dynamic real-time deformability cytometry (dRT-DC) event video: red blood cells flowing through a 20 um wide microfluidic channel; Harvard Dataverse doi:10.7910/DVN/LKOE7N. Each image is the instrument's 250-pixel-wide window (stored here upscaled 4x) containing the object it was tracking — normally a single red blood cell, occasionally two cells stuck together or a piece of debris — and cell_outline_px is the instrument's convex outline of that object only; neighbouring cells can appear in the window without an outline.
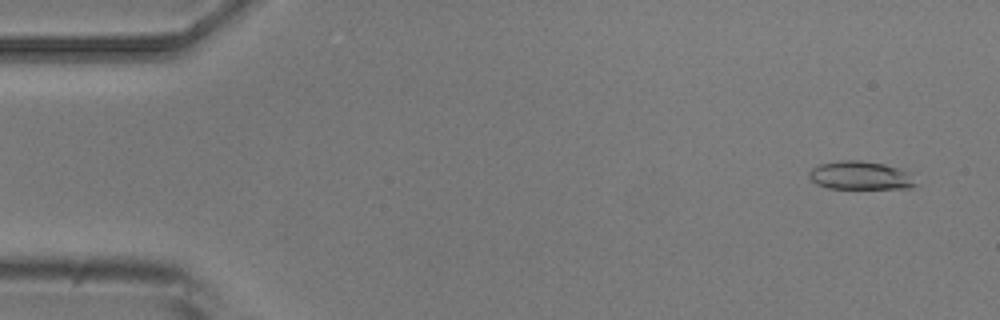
{"species": "common noctule bat (a hibernating species)", "species_latin": "Nyctalus noctula", "temperature_condition": "room temperature", "stored_images_in_passage": 4, "camera_frame_rate_fps": 3000, "um_per_image_px": 0.085, "animal": {"sex": "male", "body_mass_g": 20.5, "forearm_length_mm": 52.5}, "frame": {"image": 1, "passage_image": 1, "time_ms": 0.0, "image_size_px": [1000, 320], "cell_outline_px": [[916, 184], [908, 188], [828, 188], [816, 184], [808, 176], [808, 172], [812, 168], [820, 164], [844, 160], [860, 160], [884, 164], [900, 168], [912, 172]], "centroid_in_image_um": [73.15, 14.91], "position_along_channel_um": 11.8, "area_um2": 17.69}}
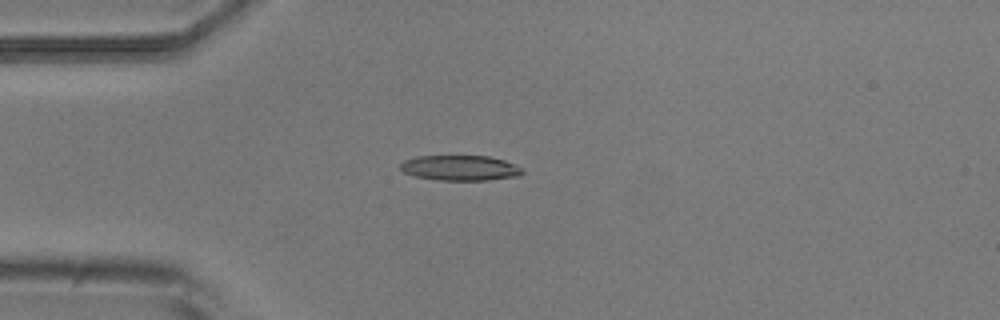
{"frame": {"image": 2, "passage_image": 4, "time_ms": 3.667, "image_size_px": [1000, 320], "cell_outline_px": [[524, 172], [520, 176], [488, 180], [436, 180], [416, 176], [404, 172], [400, 168], [400, 164], [404, 160], [416, 156], [488, 156], [504, 160], [520, 168]], "centroid_in_image_um": [39.1, 14.27], "position_along_channel_um": 45.9, "area_um2": 17.86}}